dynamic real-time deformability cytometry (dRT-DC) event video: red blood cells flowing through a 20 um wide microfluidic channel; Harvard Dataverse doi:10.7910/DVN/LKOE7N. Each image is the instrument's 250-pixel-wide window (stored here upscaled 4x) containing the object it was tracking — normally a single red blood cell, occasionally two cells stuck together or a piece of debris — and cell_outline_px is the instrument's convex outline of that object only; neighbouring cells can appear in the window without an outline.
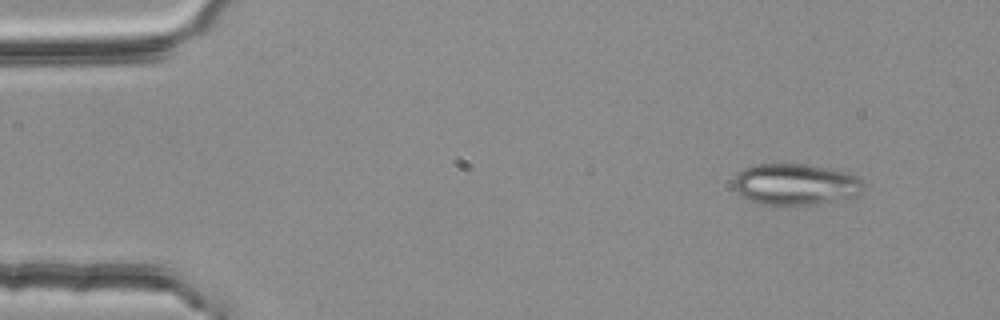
{"species": "common noctule bat (a hibernating species)", "species_latin": "Nyctalus noctula", "temperature_condition": "room temperature", "stored_images_in_passage": 3, "camera_frame_rate_fps": 3000, "um_per_image_px": 0.085, "animal": {"sex": "female", "body_mass_g": 25.1}, "frame": {"image": 1, "passage_image": 1, "time_ms": 0.0, "image_size_px": [1000, 320], "cell_outline_px": [[864, 184], [860, 192], [856, 196], [836, 200], [812, 204], [760, 204], [748, 200], [740, 196], [732, 188], [732, 180], [744, 168], [756, 164], [804, 164], [844, 172], [856, 176]], "centroid_in_image_um": [67.53, 15.67], "position_along_channel_um": 17.5, "area_um2": 30.98}}